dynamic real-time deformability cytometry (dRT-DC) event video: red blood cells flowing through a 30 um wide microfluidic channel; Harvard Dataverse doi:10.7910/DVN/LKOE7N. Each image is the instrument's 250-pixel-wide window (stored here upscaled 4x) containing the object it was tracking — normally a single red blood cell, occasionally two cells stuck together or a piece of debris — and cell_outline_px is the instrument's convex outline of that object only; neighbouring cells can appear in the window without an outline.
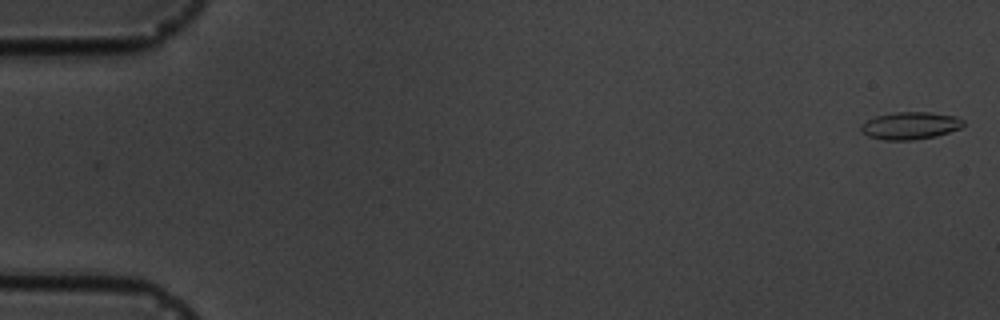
{"species": "common noctule bat (a hibernating species)", "species_latin": "Nyctalus noctula", "temperature_condition": "cold", "stored_images_in_passage": 6, "camera_frame_rate_fps": 3000, "um_per_image_px": 0.085, "animal": {"sex": "male", "body_mass_g": 19.5, "forearm_length_mm": 54.6}, "frame": {"image": 1, "passage_image": 1, "time_ms": 0.0, "image_size_px": [1000, 320], "cell_outline_px": [[964, 124], [960, 128], [936, 136], [912, 140], [884, 140], [868, 136], [860, 132], [860, 124], [876, 116], [896, 112], [928, 112], [956, 116], [964, 120]], "centroid_in_image_um": [77.35, 10.68], "position_along_channel_um": 7.7, "area_um2": 16.36}}